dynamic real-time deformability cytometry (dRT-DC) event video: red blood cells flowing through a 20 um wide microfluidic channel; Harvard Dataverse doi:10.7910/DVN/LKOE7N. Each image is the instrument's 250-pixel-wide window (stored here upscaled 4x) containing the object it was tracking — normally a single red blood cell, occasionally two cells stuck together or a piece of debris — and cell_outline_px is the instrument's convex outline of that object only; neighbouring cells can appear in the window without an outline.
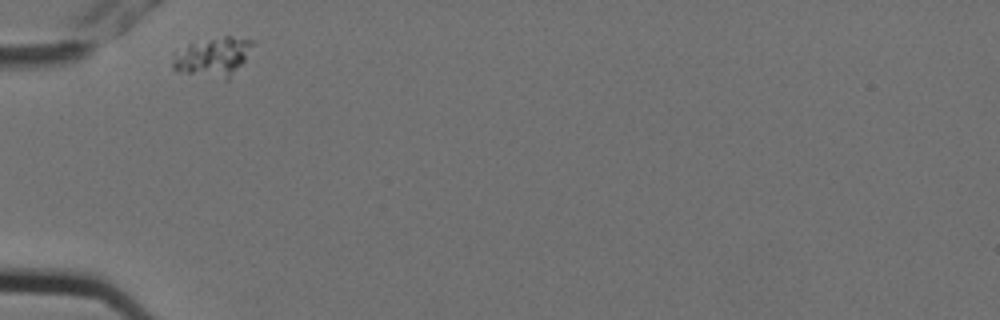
{"species": "Egyptian fruit bat (a non-hibernating species)", "species_latin": "Rousettus aegyptiacus", "temperature_condition": "cold", "stored_images_in_passage": 2, "camera_frame_rate_fps": 3000, "um_per_image_px": 0.085, "animal": {"sex": "female"}, "frame": {"image": 1, "passage_image": 1, "time_ms": 0.0, "image_size_px": [1000, 320], "cell_outline_px": [[256, 40], [244, 60], [228, 80], [176, 72], [172, 68], [172, 52], [188, 44], [224, 36], [232, 36]], "centroid_in_image_um": [18.05, 4.84], "position_along_channel_um": 66.9, "area_um2": 18.38}}
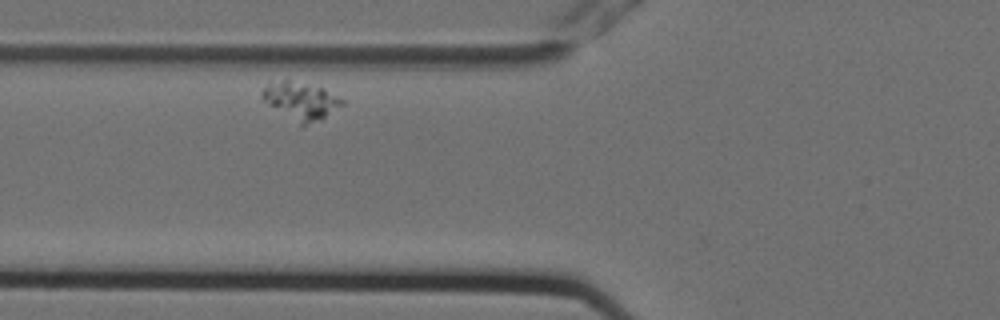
{"frame": {"image": 2, "passage_image": 2, "time_ms": 0.333, "image_size_px": [1000, 320], "cell_outline_px": [[344, 104], [320, 120], [304, 124], [300, 124], [260, 100], [260, 92], [268, 84], [284, 80], [288, 80], [324, 88], [344, 100]], "centroid_in_image_um": [25.55, 8.56], "position_along_channel_um": 100.3, "area_um2": 17.17}}